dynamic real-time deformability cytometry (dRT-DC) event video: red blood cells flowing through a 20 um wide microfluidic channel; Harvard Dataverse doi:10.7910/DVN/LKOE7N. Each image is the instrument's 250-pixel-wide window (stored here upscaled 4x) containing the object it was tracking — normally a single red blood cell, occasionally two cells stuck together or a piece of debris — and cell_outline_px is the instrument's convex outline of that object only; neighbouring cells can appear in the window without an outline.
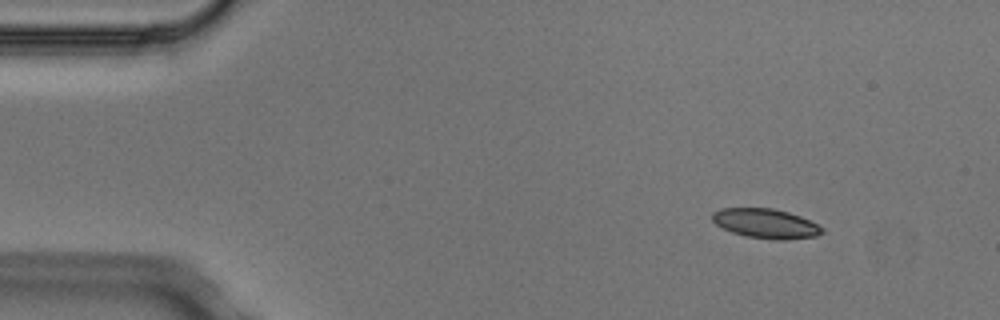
{"species": "Egyptian fruit bat (a non-hibernating species)", "species_latin": "Rousettus aegyptiacus", "temperature_condition": "cold", "stored_images_in_passage": 5, "camera_frame_rate_fps": 3000, "um_per_image_px": 0.085, "animal": {"sex": "male"}, "frame": {"image": 1, "passage_image": 1, "time_ms": 0.0, "image_size_px": [1000, 320], "cell_outline_px": [[824, 232], [816, 236], [784, 240], [776, 240], [744, 236], [732, 232], [716, 224], [712, 220], [712, 212], [720, 208], [772, 208], [788, 212], [800, 216], [824, 228]], "centroid_in_image_um": [65.08, 19.0], "position_along_channel_um": 19.9, "area_um2": 18.9}}
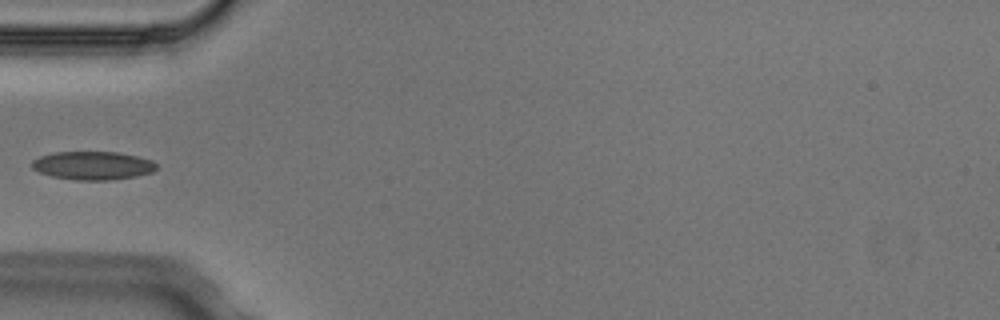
{"frame": {"image": 2, "passage_image": 4, "time_ms": 1.0, "image_size_px": [1000, 320], "cell_outline_px": [[156, 168], [152, 172], [136, 176], [108, 180], [76, 180], [52, 176], [40, 172], [32, 168], [32, 160], [40, 156], [56, 152], [116, 152], [136, 156], [152, 160], [156, 164]], "centroid_in_image_um": [7.88, 14.07], "position_along_channel_um": 77.1, "area_um2": 20.4}}
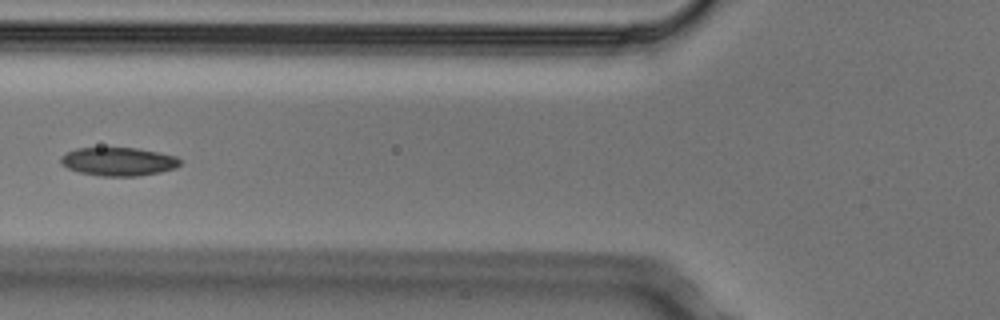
{"frame": {"image": 3, "passage_image": 5, "time_ms": 1.333, "image_size_px": [1000, 320], "cell_outline_px": [[180, 164], [176, 168], [160, 172], [136, 176], [100, 176], [80, 172], [68, 168], [60, 160], [60, 156], [76, 148], [136, 148], [160, 152], [176, 156], [180, 160]], "centroid_in_image_um": [10.09, 13.73], "position_along_channel_um": 115.7, "area_um2": 19.65}}